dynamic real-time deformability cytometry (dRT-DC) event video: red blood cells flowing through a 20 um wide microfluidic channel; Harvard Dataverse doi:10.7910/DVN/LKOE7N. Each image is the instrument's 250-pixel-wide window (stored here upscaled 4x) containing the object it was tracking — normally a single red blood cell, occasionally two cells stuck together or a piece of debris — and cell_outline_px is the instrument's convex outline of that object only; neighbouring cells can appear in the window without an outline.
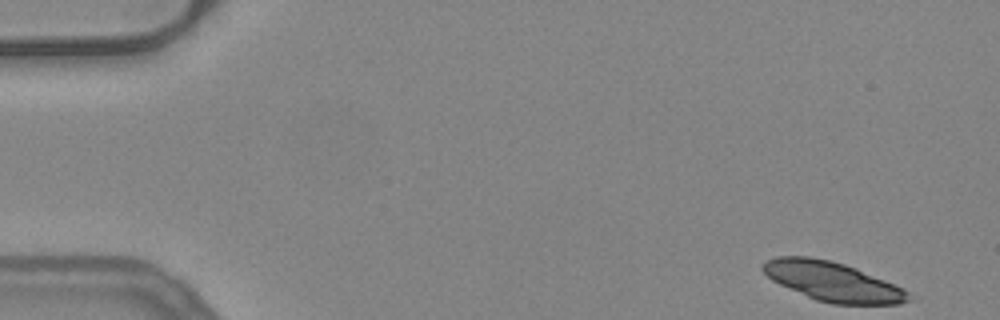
{"species": "common noctule bat (a hibernating species)", "species_latin": "Nyctalus noctula", "temperature_condition": "warm", "stored_images_in_passage": 5, "camera_frame_rate_fps": 3000, "um_per_image_px": 0.085, "animal": {"sex": "female", "body_mass_g": 24.6, "forearm_length_mm": 56.2}, "frame": {"image": 1, "passage_image": 1, "time_ms": 0.0, "image_size_px": [1000, 320], "cell_outline_px": [[920, 300], [900, 304], [832, 304], [816, 300], [780, 284], [772, 280], [760, 268], [760, 264], [776, 256], [808, 256], [832, 260], [856, 268], [884, 280], [908, 292]], "centroid_in_image_um": [70.81, 23.94], "position_along_channel_um": 14.2, "area_um2": 33.47}}